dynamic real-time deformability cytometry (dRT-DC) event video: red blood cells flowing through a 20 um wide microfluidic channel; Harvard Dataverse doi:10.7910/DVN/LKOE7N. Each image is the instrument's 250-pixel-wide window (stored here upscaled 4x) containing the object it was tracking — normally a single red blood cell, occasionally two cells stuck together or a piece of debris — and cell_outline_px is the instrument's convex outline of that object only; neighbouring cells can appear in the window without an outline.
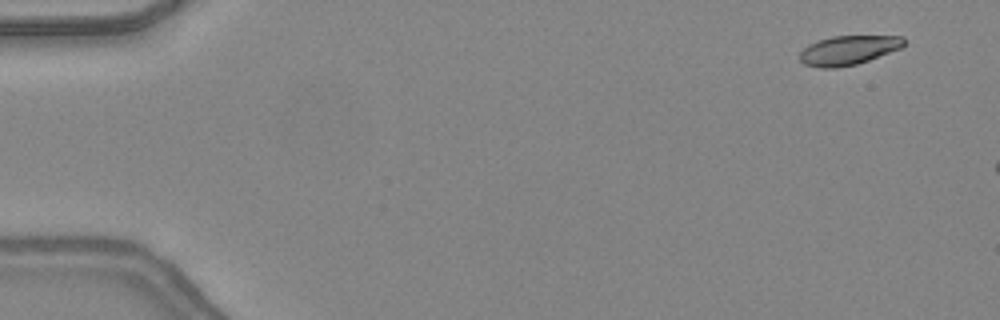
{"species": "common noctule bat (a hibernating species)", "species_latin": "Nyctalus noctula", "temperature_condition": "warm", "stored_images_in_passage": 9, "camera_frame_rate_fps": 3000, "um_per_image_px": 0.085, "animal": {"sex": "female", "body_mass_g": 24.6, "forearm_length_mm": 56.2}, "frame": {"image": 1, "passage_image": 4, "time_ms": 1.0, "image_size_px": [1000, 320], "cell_outline_px": [[904, 44], [900, 48], [868, 60], [856, 64], [836, 68], [820, 68], [804, 64], [800, 60], [800, 52], [808, 44], [832, 36], [904, 36]], "centroid_in_image_um": [72.08, 4.27], "position_along_channel_um": 12.9, "area_um2": 17.57}}